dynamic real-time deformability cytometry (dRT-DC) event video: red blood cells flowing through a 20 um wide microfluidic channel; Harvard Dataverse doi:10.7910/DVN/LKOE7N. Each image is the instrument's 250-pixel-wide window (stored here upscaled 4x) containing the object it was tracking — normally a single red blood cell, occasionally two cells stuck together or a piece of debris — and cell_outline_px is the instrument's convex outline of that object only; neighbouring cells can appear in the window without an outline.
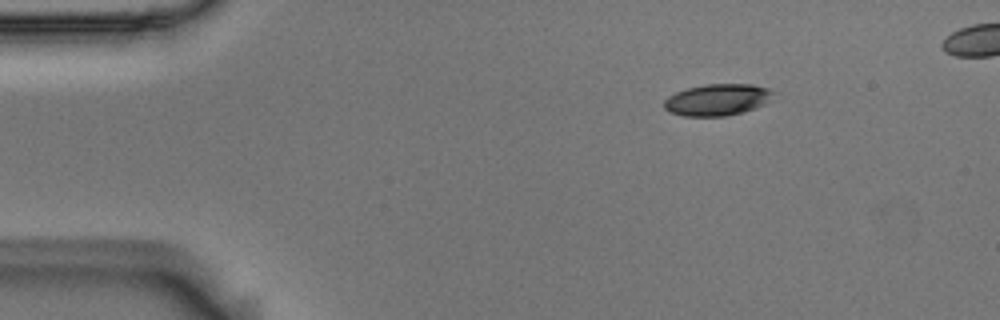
{"species": "Egyptian fruit bat (a non-hibernating species)", "species_latin": "Rousettus aegyptiacus", "temperature_condition": "room temperature", "stored_images_in_passage": 3, "camera_frame_rate_fps": 3000, "um_per_image_px": 0.085, "animal": {"sex": "male"}, "frame": {"image": 1, "passage_image": 1, "time_ms": 0.0, "image_size_px": [1000, 320], "cell_outline_px": [[776, 92], [764, 104], [756, 108], [728, 116], [684, 116], [668, 112], [664, 108], [664, 100], [668, 96], [676, 92], [688, 88], [704, 84], [752, 84], [768, 88]], "centroid_in_image_um": [60.97, 8.48], "position_along_channel_um": 24.0, "area_um2": 20.23}}